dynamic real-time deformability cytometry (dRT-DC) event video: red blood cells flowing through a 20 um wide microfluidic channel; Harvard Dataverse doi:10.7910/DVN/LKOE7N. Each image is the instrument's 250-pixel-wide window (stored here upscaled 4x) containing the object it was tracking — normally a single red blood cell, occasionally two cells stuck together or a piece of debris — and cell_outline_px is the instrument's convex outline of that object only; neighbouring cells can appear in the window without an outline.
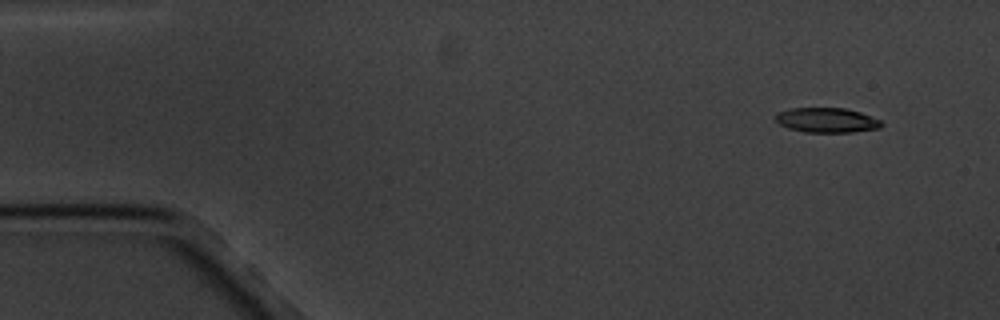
{"species": "common noctule bat (a hibernating species)", "species_latin": "Nyctalus noctula", "temperature_condition": "cold", "stored_images_in_passage": 6, "camera_frame_rate_fps": 3000, "um_per_image_px": 0.085, "animal": {"sex": "male", "body_mass_g": 20.1, "forearm_length_mm": 53.5}, "frame": {"image": 1, "passage_image": 2, "time_ms": 1.0, "image_size_px": [1000, 320], "cell_outline_px": [[884, 124], [880, 128], [852, 132], [804, 132], [788, 128], [780, 124], [776, 120], [776, 116], [780, 112], [788, 108], [844, 108], [860, 112], [880, 120]], "centroid_in_image_um": [70.29, 10.22], "position_along_channel_um": 14.7, "area_um2": 15.2}}
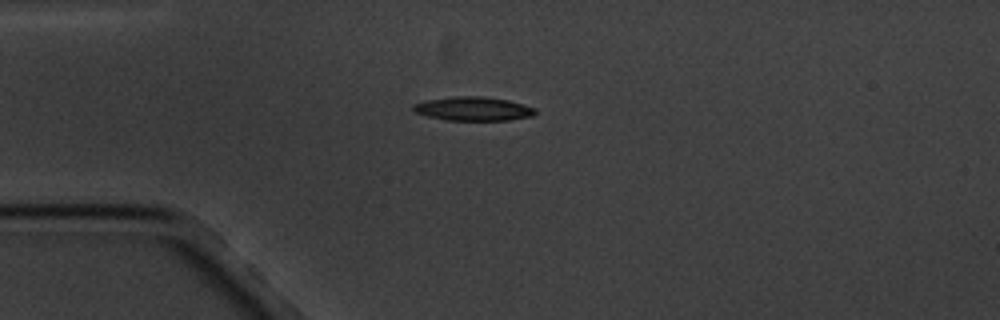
{"frame": {"image": 2, "passage_image": 5, "time_ms": 4.333, "image_size_px": [1000, 320], "cell_outline_px": [[536, 112], [532, 116], [508, 120], [448, 120], [428, 116], [416, 112], [412, 108], [412, 104], [424, 100], [452, 96], [484, 96], [508, 100], [536, 108]], "centroid_in_image_um": [40.21, 9.23], "position_along_channel_um": 44.8, "area_um2": 16.99}}